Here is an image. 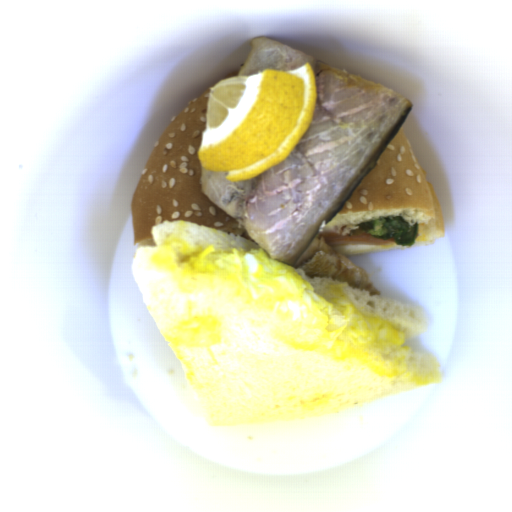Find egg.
I'll return each mask as SVG.
<instances>
[{
  "mask_svg": "<svg viewBox=\"0 0 512 512\" xmlns=\"http://www.w3.org/2000/svg\"><path fill=\"white\" fill-rule=\"evenodd\" d=\"M190 272L315 331L374 357L408 360L404 332L381 318L362 314L344 297H324L291 264L271 259L264 251L205 250L186 259Z\"/></svg>",
  "mask_w": 512,
  "mask_h": 512,
  "instance_id": "obj_1",
  "label": "egg"
}]
</instances>
